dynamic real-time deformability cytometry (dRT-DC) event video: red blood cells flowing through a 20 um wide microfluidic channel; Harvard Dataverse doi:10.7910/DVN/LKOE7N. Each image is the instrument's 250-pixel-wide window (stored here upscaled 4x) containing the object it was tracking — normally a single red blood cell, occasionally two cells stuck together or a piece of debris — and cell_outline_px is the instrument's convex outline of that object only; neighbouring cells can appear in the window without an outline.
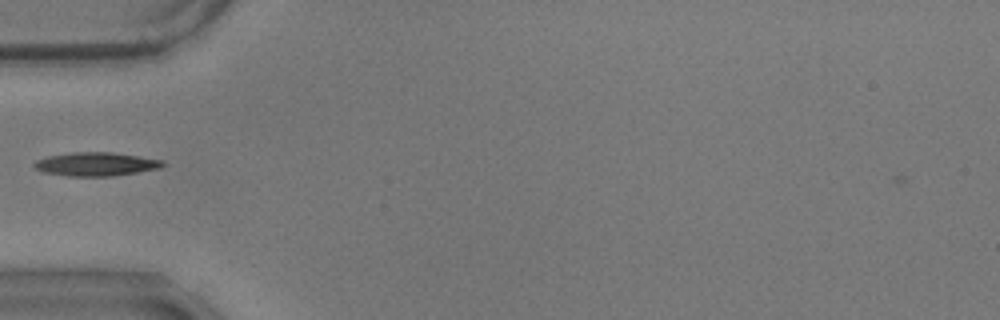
{"species": "common noctule bat (a hibernating species)", "species_latin": "Nyctalus noctula", "temperature_condition": "warm", "stored_images_in_passage": 39, "camera_frame_rate_fps": 3000, "um_per_image_px": 0.085, "animal": {"sex": "male", "body_mass_g": 17.9}, "frame": {"image": 1, "passage_image": 1, "time_ms": 0.0, "image_size_px": [1000, 320], "cell_outline_px": [[164, 164], [160, 168], [136, 172], [108, 176], [68, 176], [44, 172], [32, 168], [32, 164], [36, 160], [48, 156], [72, 152], [112, 152], [164, 160]], "centroid_in_image_um": [8.11, 13.94], "position_along_channel_um": 76.9, "area_um2": 17.63}}
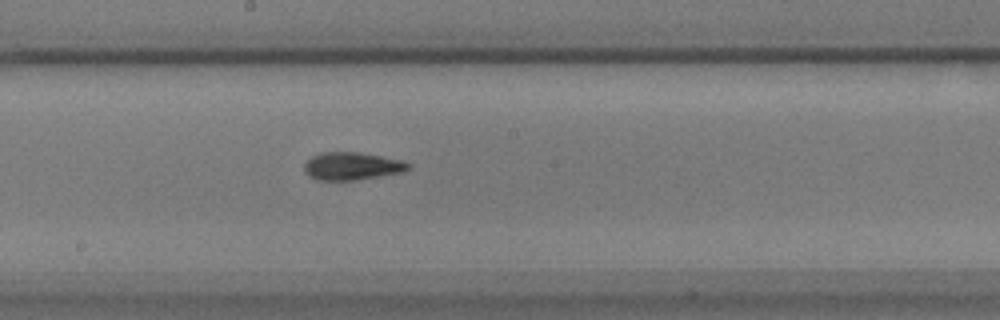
{"frame": {"image": 2, "passage_image": 13, "time_ms": 4.0, "image_size_px": [1000, 320], "cell_outline_px": [[412, 168], [404, 172], [352, 180], [316, 180], [308, 176], [304, 172], [304, 164], [312, 156], [320, 152], [360, 152], [404, 160], [412, 164]], "centroid_in_image_um": [29.94, 14.11], "position_along_channel_um": 218.3, "area_um2": 17.05}}
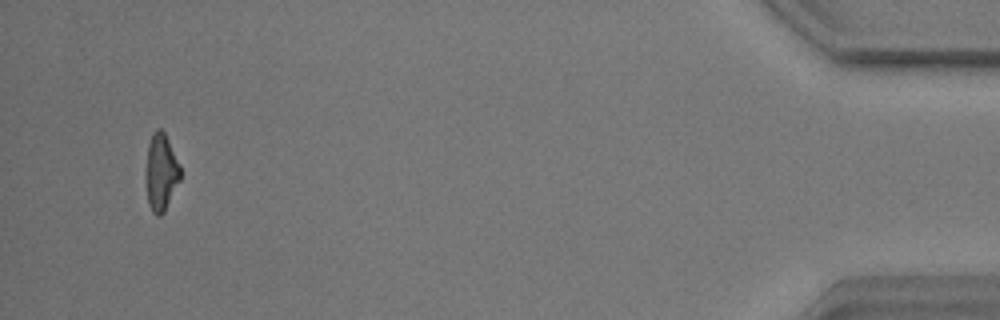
{"frame": {"image": 3, "passage_image": 37, "time_ms": 12.0, "image_size_px": [1000, 320], "cell_outline_px": [[180, 180], [164, 212], [160, 216], [156, 216], [152, 212], [148, 204], [148, 144], [152, 132], [156, 128], [160, 128], [164, 132], [180, 164]], "centroid_in_image_um": [13.72, 14.63], "position_along_channel_um": 421.5, "area_um2": 14.97}}